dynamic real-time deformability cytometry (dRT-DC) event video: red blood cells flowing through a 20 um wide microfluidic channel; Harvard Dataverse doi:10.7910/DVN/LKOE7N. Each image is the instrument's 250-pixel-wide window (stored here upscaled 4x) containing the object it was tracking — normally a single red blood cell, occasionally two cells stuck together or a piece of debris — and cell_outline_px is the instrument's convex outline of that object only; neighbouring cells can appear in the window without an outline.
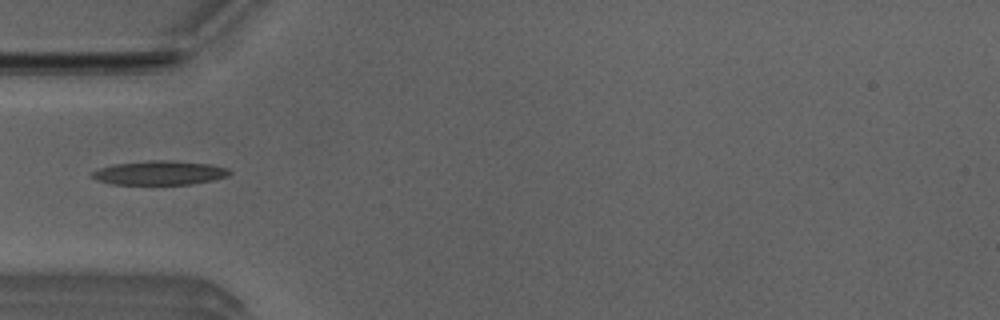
{"species": "Egyptian fruit bat (a non-hibernating species)", "species_latin": "Rousettus aegyptiacus", "temperature_condition": "room temperature", "stored_images_in_passage": 5, "camera_frame_rate_fps": 3000, "um_per_image_px": 0.085, "animal": {"sex": "male"}, "frame": {"image": 1, "passage_image": 4, "time_ms": 1.0, "image_size_px": [1000, 320], "cell_outline_px": [[232, 172], [228, 176], [212, 180], [192, 184], [112, 184], [96, 180], [88, 176], [96, 168], [112, 164], [148, 160], [172, 160], [212, 164], [228, 168]], "centroid_in_image_um": [13.52, 14.68], "position_along_channel_um": 71.5, "area_um2": 19.65}}